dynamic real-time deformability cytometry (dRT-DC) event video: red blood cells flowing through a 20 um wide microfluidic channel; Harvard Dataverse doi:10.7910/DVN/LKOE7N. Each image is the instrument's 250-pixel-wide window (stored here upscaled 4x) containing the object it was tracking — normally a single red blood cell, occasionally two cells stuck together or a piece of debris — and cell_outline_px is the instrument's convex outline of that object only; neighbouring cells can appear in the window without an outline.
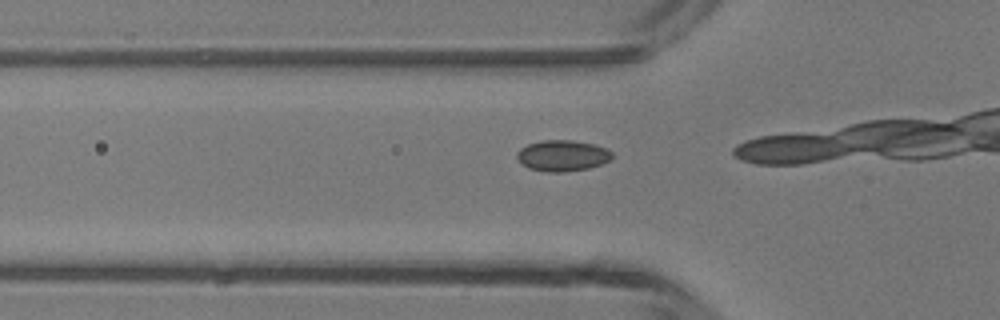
{"species": "common noctule bat (a hibernating species)", "species_latin": "Nyctalus noctula", "temperature_condition": "room temperature", "stored_images_in_passage": 8, "camera_frame_rate_fps": 3000, "um_per_image_px": 0.085, "animal": {"sex": "male", "body_mass_g": 13.3}, "frame": {"image": 1, "passage_image": 6, "time_ms": 1.667, "image_size_px": [1000, 320], "cell_outline_px": [[612, 160], [588, 168], [564, 172], [544, 172], [528, 168], [520, 164], [516, 156], [516, 152], [520, 148], [528, 144], [540, 140], [572, 140], [592, 144], [604, 148], [612, 152]], "centroid_in_image_um": [47.75, 13.24], "position_along_channel_um": 78.0, "area_um2": 17.34}}